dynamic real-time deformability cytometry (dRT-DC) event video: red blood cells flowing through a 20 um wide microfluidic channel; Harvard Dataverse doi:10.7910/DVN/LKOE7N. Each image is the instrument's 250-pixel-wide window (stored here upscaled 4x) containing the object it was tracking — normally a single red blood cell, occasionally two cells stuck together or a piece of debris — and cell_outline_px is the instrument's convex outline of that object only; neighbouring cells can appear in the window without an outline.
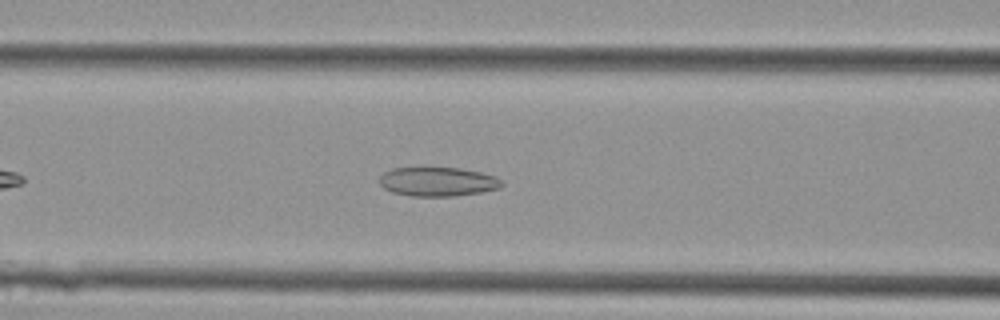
{"species": "Egyptian fruit bat (a non-hibernating species)", "species_latin": "Rousettus aegyptiacus", "temperature_condition": "cold", "stored_images_in_passage": 35, "camera_frame_rate_fps": 3000, "um_per_image_px": 0.085, "animal": {"sex": "female"}, "frame": {"image": 1, "passage_image": 9, "time_ms": 2.667, "image_size_px": [1000, 320], "cell_outline_px": [[504, 184], [500, 188], [480, 192], [456, 196], [412, 196], [392, 192], [384, 188], [380, 184], [380, 176], [384, 172], [392, 168], [420, 164], [460, 168], [480, 172], [496, 176]], "centroid_in_image_um": [37.16, 15.39], "position_along_channel_um": 129.4, "area_um2": 21.68}}
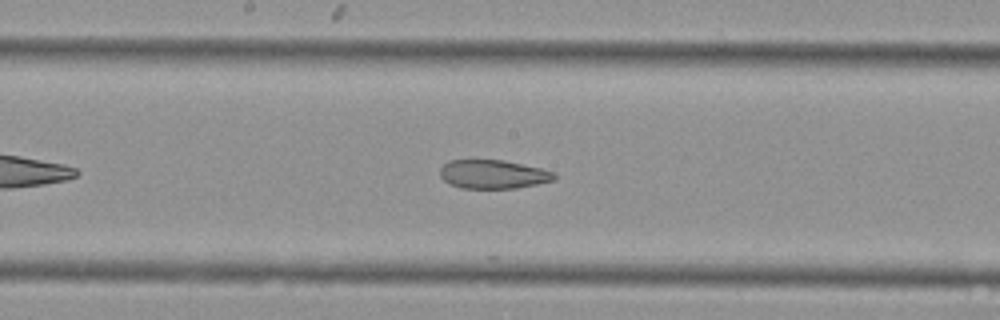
{"frame": {"image": 2, "passage_image": 14, "time_ms": 4.333, "image_size_px": [1000, 320], "cell_outline_px": [[556, 180], [516, 188], [460, 188], [448, 184], [440, 176], [440, 168], [448, 160], [504, 160], [540, 168], [552, 172], [556, 176]], "centroid_in_image_um": [41.88, 14.81], "position_along_channel_um": 206.3, "area_um2": 19.13}}
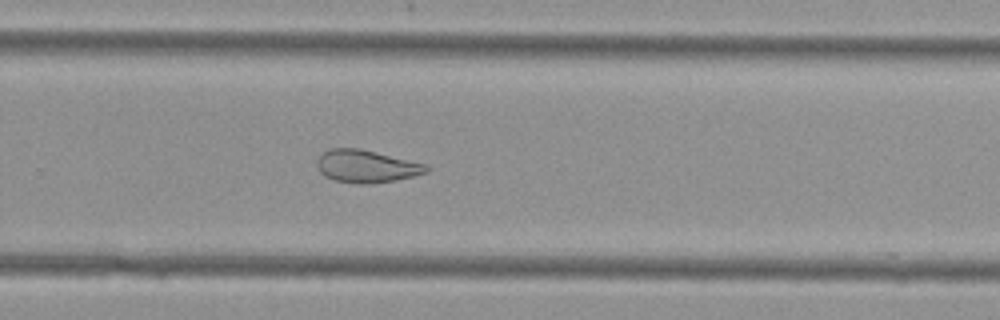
{"frame": {"image": 3, "passage_image": 20, "time_ms": 6.333, "image_size_px": [1000, 320], "cell_outline_px": [[428, 172], [396, 180], [372, 184], [364, 184], [332, 180], [324, 176], [320, 172], [316, 164], [316, 160], [328, 148], [360, 148], [424, 164], [428, 168]], "centroid_in_image_um": [31.08, 14.14], "position_along_channel_um": 298.7, "area_um2": 20.63}}